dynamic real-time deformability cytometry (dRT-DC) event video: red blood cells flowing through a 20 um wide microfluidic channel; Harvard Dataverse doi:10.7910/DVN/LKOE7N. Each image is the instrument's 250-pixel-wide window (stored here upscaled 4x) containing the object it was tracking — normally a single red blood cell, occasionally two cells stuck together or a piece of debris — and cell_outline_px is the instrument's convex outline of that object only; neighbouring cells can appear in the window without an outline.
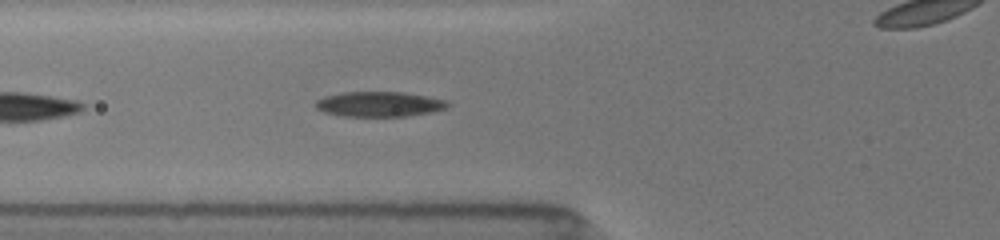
{"species": "common noctule bat (a hibernating species)", "species_latin": "Nyctalus noctula", "temperature_condition": "room temperature", "stored_images_in_passage": 30, "camera_frame_rate_fps": 3000, "um_per_image_px": 0.085, "animal": {"sex": "female", "body_mass_g": 19.5, "forearm_length_mm": 54.1}, "frame": {"image": 1, "passage_image": 12, "time_ms": 1.667, "image_size_px": [1000, 240], "cell_outline_px": [[448, 104], [444, 108], [432, 112], [404, 116], [340, 116], [324, 112], [316, 108], [316, 100], [324, 96], [340, 92], [400, 92], [424, 96], [444, 100]], "centroid_in_image_um": [32.14, 8.85], "position_along_channel_um": 93.7, "area_um2": 19.02}}
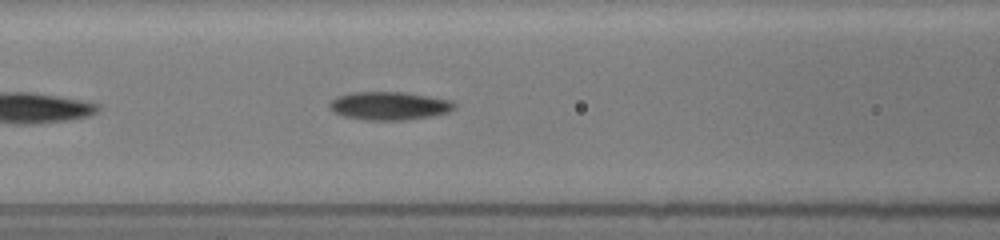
{"frame": {"image": 2, "passage_image": 15, "time_ms": 2.667, "image_size_px": [1000, 240], "cell_outline_px": [[456, 108], [448, 112], [432, 116], [408, 120], [364, 120], [344, 116], [332, 112], [328, 108], [328, 104], [336, 96], [352, 92], [404, 92], [452, 100], [456, 104]], "centroid_in_image_um": [33.07, 9.0], "position_along_channel_um": 133.5, "area_um2": 20.81}}
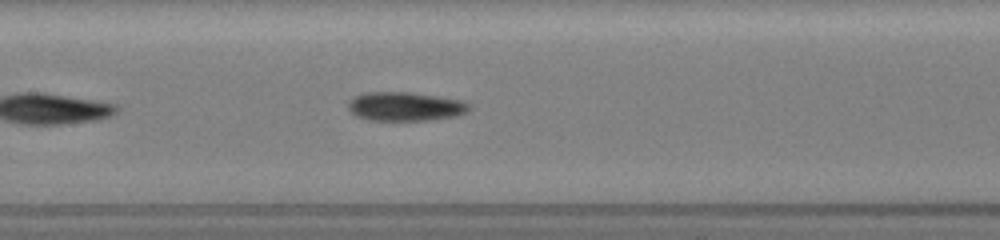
{"frame": {"image": 3, "passage_image": 19, "time_ms": 3.667, "image_size_px": [1000, 240], "cell_outline_px": [[468, 108], [464, 112], [456, 116], [432, 120], [368, 120], [356, 116], [348, 108], [348, 100], [352, 96], [364, 92], [408, 92], [460, 100], [468, 104]], "centroid_in_image_um": [34.34, 9.05], "position_along_channel_um": 173.1, "area_um2": 20.23}}